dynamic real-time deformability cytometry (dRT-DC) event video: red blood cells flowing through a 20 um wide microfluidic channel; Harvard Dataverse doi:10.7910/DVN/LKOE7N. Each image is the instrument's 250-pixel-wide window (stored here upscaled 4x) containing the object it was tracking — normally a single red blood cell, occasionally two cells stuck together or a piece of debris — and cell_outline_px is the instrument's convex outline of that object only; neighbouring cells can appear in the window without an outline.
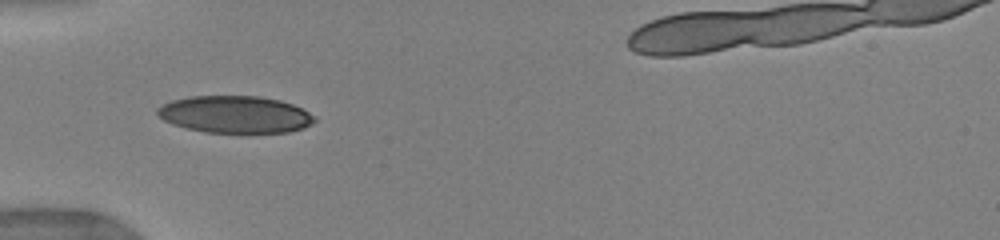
{"species": "human", "species_latin": "Homo sapiens", "temperature_condition": "warm", "stored_images_in_passage": 41, "camera_frame_rate_fps": 3000, "um_per_image_px": 0.085, "donor": {"sex": "female"}, "frame": {"image": 1, "passage_image": 1, "time_ms": 0.0, "image_size_px": [1000, 240], "cell_outline_px": [[316, 120], [312, 124], [304, 128], [288, 132], [204, 132], [172, 124], [164, 120], [156, 112], [156, 108], [172, 100], [188, 96], [260, 96], [280, 100], [292, 104], [316, 116]], "centroid_in_image_um": [19.99, 9.72], "position_along_channel_um": 65.0, "area_um2": 33.93}}
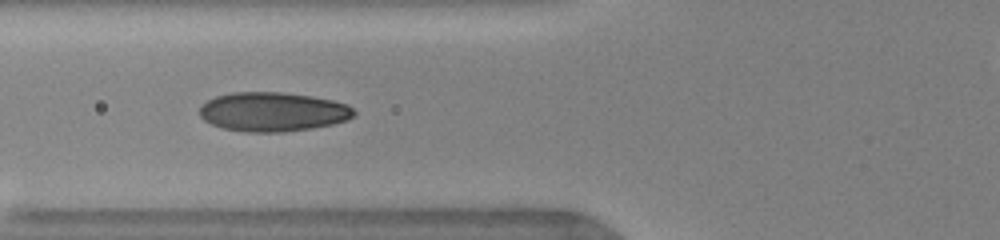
{"frame": {"image": 2, "passage_image": 6, "time_ms": 1.0, "image_size_px": [1000, 240], "cell_outline_px": [[356, 116], [348, 120], [332, 124], [312, 128], [284, 132], [244, 132], [224, 128], [212, 124], [204, 120], [200, 116], [200, 108], [208, 100], [216, 96], [232, 92], [280, 92], [312, 96], [332, 100], [348, 104], [356, 112]], "centroid_in_image_um": [23.23, 9.5], "position_along_channel_um": 102.6, "area_um2": 35.37}}